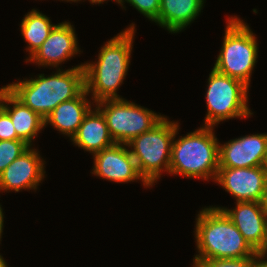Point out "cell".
<instances>
[{"mask_svg": "<svg viewBox=\"0 0 267 267\" xmlns=\"http://www.w3.org/2000/svg\"><path fill=\"white\" fill-rule=\"evenodd\" d=\"M30 147L21 139L0 140V173Z\"/></svg>", "mask_w": 267, "mask_h": 267, "instance_id": "obj_20", "label": "cell"}, {"mask_svg": "<svg viewBox=\"0 0 267 267\" xmlns=\"http://www.w3.org/2000/svg\"><path fill=\"white\" fill-rule=\"evenodd\" d=\"M264 167H265V168H266V170H267V156H266V160H265Z\"/></svg>", "mask_w": 267, "mask_h": 267, "instance_id": "obj_31", "label": "cell"}, {"mask_svg": "<svg viewBox=\"0 0 267 267\" xmlns=\"http://www.w3.org/2000/svg\"><path fill=\"white\" fill-rule=\"evenodd\" d=\"M258 253L264 254L267 256V223H266V232L263 247L258 251Z\"/></svg>", "mask_w": 267, "mask_h": 267, "instance_id": "obj_26", "label": "cell"}, {"mask_svg": "<svg viewBox=\"0 0 267 267\" xmlns=\"http://www.w3.org/2000/svg\"><path fill=\"white\" fill-rule=\"evenodd\" d=\"M0 107H1V88H0Z\"/></svg>", "mask_w": 267, "mask_h": 267, "instance_id": "obj_32", "label": "cell"}, {"mask_svg": "<svg viewBox=\"0 0 267 267\" xmlns=\"http://www.w3.org/2000/svg\"><path fill=\"white\" fill-rule=\"evenodd\" d=\"M50 18L32 9L28 12L20 24L21 34L27 42L26 51H29V58L41 47L42 43L48 38L50 32L55 27L51 24Z\"/></svg>", "mask_w": 267, "mask_h": 267, "instance_id": "obj_19", "label": "cell"}, {"mask_svg": "<svg viewBox=\"0 0 267 267\" xmlns=\"http://www.w3.org/2000/svg\"><path fill=\"white\" fill-rule=\"evenodd\" d=\"M87 95L89 94L84 90L78 97L57 105L44 119L45 127L50 124L63 135L70 137L71 140L77 133L85 115L92 108L91 101L86 98Z\"/></svg>", "mask_w": 267, "mask_h": 267, "instance_id": "obj_17", "label": "cell"}, {"mask_svg": "<svg viewBox=\"0 0 267 267\" xmlns=\"http://www.w3.org/2000/svg\"><path fill=\"white\" fill-rule=\"evenodd\" d=\"M2 205H0V241H1V238H2V232H3V225H4V213H3V210H2ZM1 243V242H0Z\"/></svg>", "mask_w": 267, "mask_h": 267, "instance_id": "obj_27", "label": "cell"}, {"mask_svg": "<svg viewBox=\"0 0 267 267\" xmlns=\"http://www.w3.org/2000/svg\"><path fill=\"white\" fill-rule=\"evenodd\" d=\"M44 162L38 150L30 147L0 173V191L37 189L45 177Z\"/></svg>", "mask_w": 267, "mask_h": 267, "instance_id": "obj_12", "label": "cell"}, {"mask_svg": "<svg viewBox=\"0 0 267 267\" xmlns=\"http://www.w3.org/2000/svg\"><path fill=\"white\" fill-rule=\"evenodd\" d=\"M1 107L10 115L17 136L32 147V140L45 127L44 118L25 106L5 86L1 88Z\"/></svg>", "mask_w": 267, "mask_h": 267, "instance_id": "obj_15", "label": "cell"}, {"mask_svg": "<svg viewBox=\"0 0 267 267\" xmlns=\"http://www.w3.org/2000/svg\"><path fill=\"white\" fill-rule=\"evenodd\" d=\"M95 106L104 115L112 139L120 144L151 130L165 117L124 98L105 99Z\"/></svg>", "mask_w": 267, "mask_h": 267, "instance_id": "obj_8", "label": "cell"}, {"mask_svg": "<svg viewBox=\"0 0 267 267\" xmlns=\"http://www.w3.org/2000/svg\"><path fill=\"white\" fill-rule=\"evenodd\" d=\"M214 69L240 80L248 87L258 58V43L249 25L237 16L229 17Z\"/></svg>", "mask_w": 267, "mask_h": 267, "instance_id": "obj_5", "label": "cell"}, {"mask_svg": "<svg viewBox=\"0 0 267 267\" xmlns=\"http://www.w3.org/2000/svg\"><path fill=\"white\" fill-rule=\"evenodd\" d=\"M61 1H66V2H78V1H81V0H61Z\"/></svg>", "mask_w": 267, "mask_h": 267, "instance_id": "obj_30", "label": "cell"}, {"mask_svg": "<svg viewBox=\"0 0 267 267\" xmlns=\"http://www.w3.org/2000/svg\"><path fill=\"white\" fill-rule=\"evenodd\" d=\"M207 86L204 126L215 127L231 118H247L253 115L247 105L249 87L240 80L221 74L213 68Z\"/></svg>", "mask_w": 267, "mask_h": 267, "instance_id": "obj_7", "label": "cell"}, {"mask_svg": "<svg viewBox=\"0 0 267 267\" xmlns=\"http://www.w3.org/2000/svg\"><path fill=\"white\" fill-rule=\"evenodd\" d=\"M204 0H161L158 19L155 23L169 33L186 28L201 13Z\"/></svg>", "mask_w": 267, "mask_h": 267, "instance_id": "obj_18", "label": "cell"}, {"mask_svg": "<svg viewBox=\"0 0 267 267\" xmlns=\"http://www.w3.org/2000/svg\"><path fill=\"white\" fill-rule=\"evenodd\" d=\"M81 52L77 37L70 22H61L55 25L48 38L41 47L26 61L37 63L38 66L57 68L60 64Z\"/></svg>", "mask_w": 267, "mask_h": 267, "instance_id": "obj_13", "label": "cell"}, {"mask_svg": "<svg viewBox=\"0 0 267 267\" xmlns=\"http://www.w3.org/2000/svg\"><path fill=\"white\" fill-rule=\"evenodd\" d=\"M126 146V147H125ZM92 174L116 183L141 180L143 186L151 187L140 175L127 144L114 145L93 154Z\"/></svg>", "mask_w": 267, "mask_h": 267, "instance_id": "obj_9", "label": "cell"}, {"mask_svg": "<svg viewBox=\"0 0 267 267\" xmlns=\"http://www.w3.org/2000/svg\"><path fill=\"white\" fill-rule=\"evenodd\" d=\"M124 2L131 4L149 20L155 22L158 19L161 0H120L119 5L123 6Z\"/></svg>", "mask_w": 267, "mask_h": 267, "instance_id": "obj_21", "label": "cell"}, {"mask_svg": "<svg viewBox=\"0 0 267 267\" xmlns=\"http://www.w3.org/2000/svg\"><path fill=\"white\" fill-rule=\"evenodd\" d=\"M267 134L245 135L219 143V167L246 168L264 166Z\"/></svg>", "mask_w": 267, "mask_h": 267, "instance_id": "obj_11", "label": "cell"}, {"mask_svg": "<svg viewBox=\"0 0 267 267\" xmlns=\"http://www.w3.org/2000/svg\"><path fill=\"white\" fill-rule=\"evenodd\" d=\"M20 139L15 131L10 115L0 107V140Z\"/></svg>", "mask_w": 267, "mask_h": 267, "instance_id": "obj_23", "label": "cell"}, {"mask_svg": "<svg viewBox=\"0 0 267 267\" xmlns=\"http://www.w3.org/2000/svg\"><path fill=\"white\" fill-rule=\"evenodd\" d=\"M194 233L199 254L193 259V267L201 261L240 259L257 253L219 208L209 206L202 209L197 215Z\"/></svg>", "mask_w": 267, "mask_h": 267, "instance_id": "obj_2", "label": "cell"}, {"mask_svg": "<svg viewBox=\"0 0 267 267\" xmlns=\"http://www.w3.org/2000/svg\"><path fill=\"white\" fill-rule=\"evenodd\" d=\"M84 64L67 70L58 68L55 74H39L5 87L25 106L46 118L62 102L78 97L85 90Z\"/></svg>", "mask_w": 267, "mask_h": 267, "instance_id": "obj_3", "label": "cell"}, {"mask_svg": "<svg viewBox=\"0 0 267 267\" xmlns=\"http://www.w3.org/2000/svg\"><path fill=\"white\" fill-rule=\"evenodd\" d=\"M177 127L178 122L164 117L151 130L127 143L140 175L151 187L162 172L169 173L171 145Z\"/></svg>", "mask_w": 267, "mask_h": 267, "instance_id": "obj_6", "label": "cell"}, {"mask_svg": "<svg viewBox=\"0 0 267 267\" xmlns=\"http://www.w3.org/2000/svg\"><path fill=\"white\" fill-rule=\"evenodd\" d=\"M104 1H106V0H89V2L91 3V4H102V3H104ZM108 1V0H107ZM115 2H117L118 4L120 3V0H114Z\"/></svg>", "mask_w": 267, "mask_h": 267, "instance_id": "obj_28", "label": "cell"}, {"mask_svg": "<svg viewBox=\"0 0 267 267\" xmlns=\"http://www.w3.org/2000/svg\"><path fill=\"white\" fill-rule=\"evenodd\" d=\"M0 267H8L3 257L0 255Z\"/></svg>", "mask_w": 267, "mask_h": 267, "instance_id": "obj_29", "label": "cell"}, {"mask_svg": "<svg viewBox=\"0 0 267 267\" xmlns=\"http://www.w3.org/2000/svg\"><path fill=\"white\" fill-rule=\"evenodd\" d=\"M135 24L124 29L101 47L97 62L83 63L85 90L92 93L93 103L105 99H122L117 89L129 69Z\"/></svg>", "mask_w": 267, "mask_h": 267, "instance_id": "obj_1", "label": "cell"}, {"mask_svg": "<svg viewBox=\"0 0 267 267\" xmlns=\"http://www.w3.org/2000/svg\"><path fill=\"white\" fill-rule=\"evenodd\" d=\"M71 141L79 148L95 154L115 144L102 112L90 109Z\"/></svg>", "mask_w": 267, "mask_h": 267, "instance_id": "obj_16", "label": "cell"}, {"mask_svg": "<svg viewBox=\"0 0 267 267\" xmlns=\"http://www.w3.org/2000/svg\"><path fill=\"white\" fill-rule=\"evenodd\" d=\"M215 181L235 197L236 202H259L266 185L267 170L264 166L219 167Z\"/></svg>", "mask_w": 267, "mask_h": 267, "instance_id": "obj_10", "label": "cell"}, {"mask_svg": "<svg viewBox=\"0 0 267 267\" xmlns=\"http://www.w3.org/2000/svg\"><path fill=\"white\" fill-rule=\"evenodd\" d=\"M234 209H222L231 219L248 244L258 252L264 244L267 215L258 201L235 202Z\"/></svg>", "mask_w": 267, "mask_h": 267, "instance_id": "obj_14", "label": "cell"}, {"mask_svg": "<svg viewBox=\"0 0 267 267\" xmlns=\"http://www.w3.org/2000/svg\"><path fill=\"white\" fill-rule=\"evenodd\" d=\"M195 267H252V257L240 259H212L201 261Z\"/></svg>", "mask_w": 267, "mask_h": 267, "instance_id": "obj_22", "label": "cell"}, {"mask_svg": "<svg viewBox=\"0 0 267 267\" xmlns=\"http://www.w3.org/2000/svg\"><path fill=\"white\" fill-rule=\"evenodd\" d=\"M259 203H260L262 210L267 215V181H266V185H265V188H264V191L262 193V196H261Z\"/></svg>", "mask_w": 267, "mask_h": 267, "instance_id": "obj_25", "label": "cell"}, {"mask_svg": "<svg viewBox=\"0 0 267 267\" xmlns=\"http://www.w3.org/2000/svg\"><path fill=\"white\" fill-rule=\"evenodd\" d=\"M214 127L203 126L175 139L171 145L169 174L215 182L219 169V141L214 135Z\"/></svg>", "mask_w": 267, "mask_h": 267, "instance_id": "obj_4", "label": "cell"}, {"mask_svg": "<svg viewBox=\"0 0 267 267\" xmlns=\"http://www.w3.org/2000/svg\"><path fill=\"white\" fill-rule=\"evenodd\" d=\"M264 254L256 253L252 256V267H267V260H263Z\"/></svg>", "mask_w": 267, "mask_h": 267, "instance_id": "obj_24", "label": "cell"}]
</instances>
